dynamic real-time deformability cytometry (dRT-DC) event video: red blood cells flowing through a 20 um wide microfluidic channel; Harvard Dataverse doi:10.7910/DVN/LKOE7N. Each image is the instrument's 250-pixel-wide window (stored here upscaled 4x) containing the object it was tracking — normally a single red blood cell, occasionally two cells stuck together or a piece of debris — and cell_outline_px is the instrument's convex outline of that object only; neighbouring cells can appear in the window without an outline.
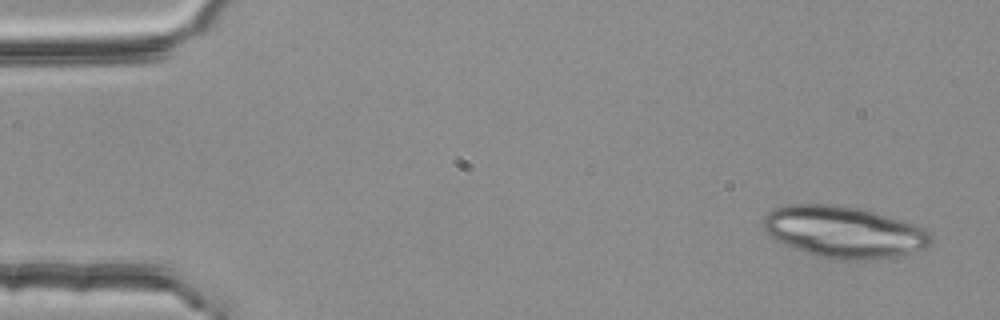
{"species": "common noctule bat (a hibernating species)", "species_latin": "Nyctalus noctula", "temperature_condition": "room temperature", "stored_images_in_passage": 4, "camera_frame_rate_fps": 3000, "um_per_image_px": 0.085, "animal": {"sex": "female", "body_mass_g": 25.1}, "frame": {"image": 1, "passage_image": 1, "time_ms": 0.0, "image_size_px": [1000, 320], "cell_outline_px": [[932, 240], [928, 248], [912, 256], [872, 260], [836, 260], [816, 256], [776, 240], [760, 224], [764, 216], [768, 212], [776, 208], [788, 204], [828, 204], [864, 208], [916, 224], [932, 232]], "centroid_in_image_um": [71.85, 19.74], "position_along_channel_um": 13.1, "area_um2": 51.56}}